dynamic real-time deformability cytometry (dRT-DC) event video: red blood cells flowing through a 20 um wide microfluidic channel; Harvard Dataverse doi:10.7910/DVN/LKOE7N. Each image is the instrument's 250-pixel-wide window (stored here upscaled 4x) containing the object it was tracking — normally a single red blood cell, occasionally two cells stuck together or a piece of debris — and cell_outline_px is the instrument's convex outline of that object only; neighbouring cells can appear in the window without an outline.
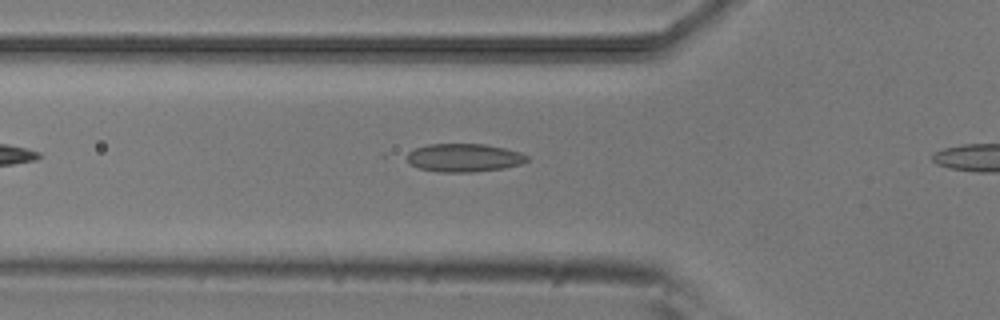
{"species": "common noctule bat (a hibernating species)", "species_latin": "Nyctalus noctula", "temperature_condition": "room temperature", "stored_images_in_passage": 9, "camera_frame_rate_fps": 3000, "um_per_image_px": 0.085, "animal": {"sex": "male", "body_mass_g": 20.5, "forearm_length_mm": 52.5}, "frame": {"image": 1, "passage_image": 7, "time_ms": 2.0, "image_size_px": [1000, 320], "cell_outline_px": [[528, 160], [520, 164], [504, 168], [472, 172], [440, 172], [420, 168], [412, 164], [408, 160], [408, 152], [416, 148], [428, 144], [484, 144], [504, 148], [520, 152], [528, 156]], "centroid_in_image_um": [39.46, 13.4], "position_along_channel_um": 86.3, "area_um2": 19.54}}